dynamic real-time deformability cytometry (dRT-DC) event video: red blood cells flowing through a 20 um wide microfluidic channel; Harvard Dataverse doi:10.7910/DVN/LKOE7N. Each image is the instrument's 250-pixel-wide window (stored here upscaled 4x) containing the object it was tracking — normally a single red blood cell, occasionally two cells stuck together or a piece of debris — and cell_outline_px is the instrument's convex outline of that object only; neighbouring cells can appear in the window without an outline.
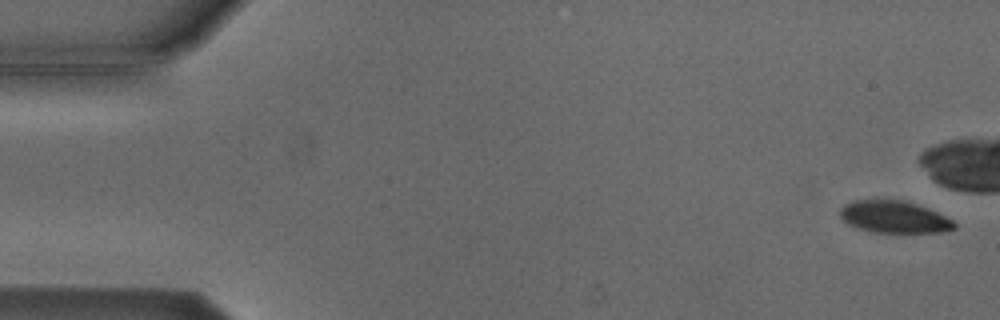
{"species": "Egyptian fruit bat (a non-hibernating species)", "species_latin": "Rousettus aegyptiacus", "temperature_condition": "cold", "stored_images_in_passage": 6, "camera_frame_rate_fps": 3000, "um_per_image_px": 0.085, "animal": {"sex": "male"}, "frame": {"image": 1, "passage_image": 1, "time_ms": 0.0, "image_size_px": [1000, 320], "cell_outline_px": [[956, 228], [940, 232], [872, 232], [848, 224], [840, 216], [840, 208], [844, 204], [852, 200], [876, 196], [908, 200], [928, 208], [952, 220], [956, 224]], "centroid_in_image_um": [75.94, 18.37], "position_along_channel_um": 9.1, "area_um2": 22.08}}